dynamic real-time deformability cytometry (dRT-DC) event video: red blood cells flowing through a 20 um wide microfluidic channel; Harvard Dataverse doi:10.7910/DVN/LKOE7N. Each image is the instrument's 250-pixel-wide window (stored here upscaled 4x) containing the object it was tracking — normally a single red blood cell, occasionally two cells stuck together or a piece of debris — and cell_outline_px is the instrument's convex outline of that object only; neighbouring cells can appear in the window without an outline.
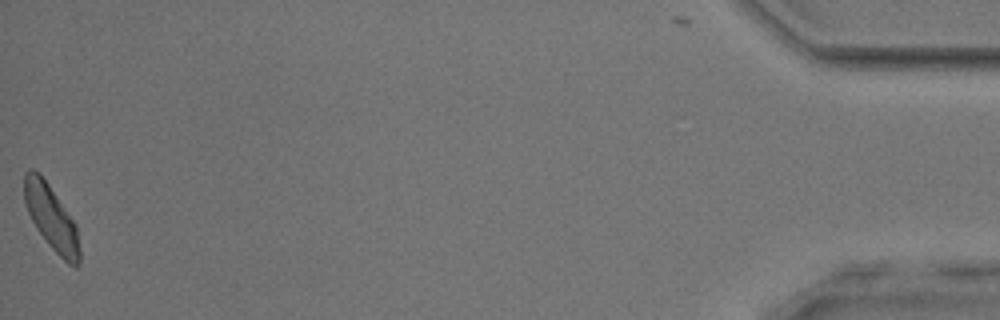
{"species": "common noctule bat (a hibernating species)", "species_latin": "Nyctalus noctula", "temperature_condition": "room temperature", "stored_images_in_passage": 38, "camera_frame_rate_fps": 3000, "um_per_image_px": 0.085, "animal": {"sex": "male", "body_mass_g": 17.9, "forearm_length_mm": 54.2}, "frame": {"image": 1, "passage_image": 38, "time_ms": 12.333, "image_size_px": [1000, 320], "cell_outline_px": [[80, 264], [76, 268], [68, 264], [48, 244], [36, 228], [28, 212], [24, 200], [24, 172], [28, 168], [32, 168], [48, 184], [76, 224], [80, 248]], "centroid_in_image_um": [4.37, 18.54], "position_along_channel_um": 430.8, "area_um2": 20.69}, "authors_computed_cell_mechanics": {"area_um2": 21.0103, "velocity_mm_per_s": 3.8364, "shape_relaxation_time_tau1_ms": 4.8969, "shape_relaxation_time_tau2_ms": 4.6304, "deformation_change_tau1": 0.1058, "deformation_change_tau2": 0.1172}}